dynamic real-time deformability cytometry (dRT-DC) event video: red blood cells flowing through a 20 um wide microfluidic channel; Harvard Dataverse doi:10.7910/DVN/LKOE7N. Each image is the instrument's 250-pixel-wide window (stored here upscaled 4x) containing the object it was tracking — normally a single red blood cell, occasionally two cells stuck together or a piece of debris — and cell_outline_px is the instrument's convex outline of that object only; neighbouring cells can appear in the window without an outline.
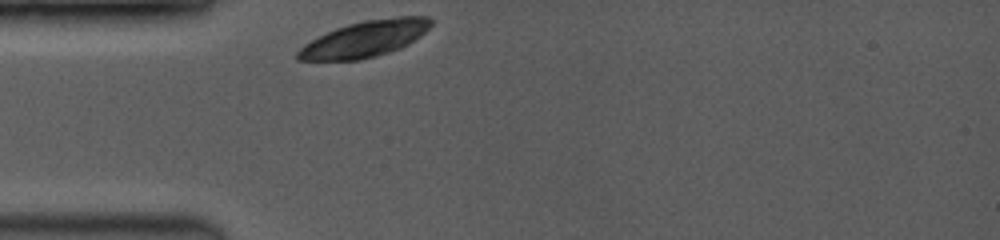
{"species": "common noctule bat (a hibernating species)", "species_latin": "Nyctalus noctula", "temperature_condition": "room temperature", "stored_images_in_passage": 23, "camera_frame_rate_fps": 3500, "um_per_image_px": 0.085, "animal": {"sex": "female", "body_mass_g": 19.0, "forearm_length_mm": 53.3}, "frame": {"image": 1, "passage_image": 1, "time_ms": 0.0, "image_size_px": [1000, 240], "cell_outline_px": [[432, 24], [420, 36], [408, 44], [400, 48], [376, 56], [360, 60], [296, 60], [296, 52], [304, 44], [336, 28], [348, 24], [364, 20], [396, 16], [428, 16], [432, 20]], "centroid_in_image_um": [31.03, 3.3], "position_along_channel_um": 54.0, "area_um2": 27.92}}
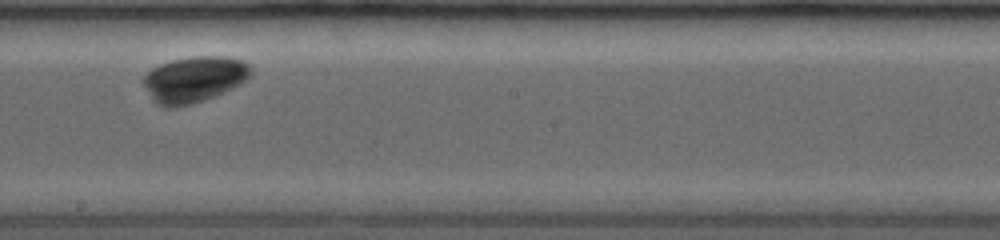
{"frame": {"image": 2, "passage_image": 14, "time_ms": 4.857, "image_size_px": [1000, 240], "cell_outline_px": [[252, 76], [240, 84], [232, 88], [204, 100], [192, 104], [172, 108], [168, 108], [156, 104], [152, 100], [140, 80], [152, 68], [160, 64], [172, 60], [192, 56], [224, 56], [244, 60], [252, 68]], "centroid_in_image_um": [16.49, 6.74], "position_along_channel_um": 231.7, "area_um2": 29.13}}
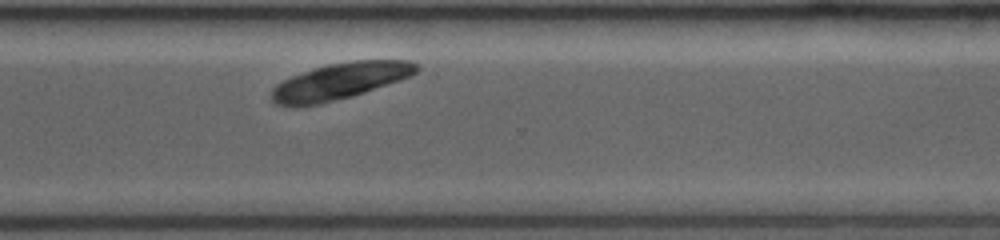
{"frame": {"image": 3, "passage_image": 23, "time_ms": 7.714, "image_size_px": [1000, 240], "cell_outline_px": [[420, 68], [416, 72], [408, 76], [364, 92], [352, 96], [320, 104], [300, 108], [292, 108], [276, 104], [268, 96], [272, 88], [276, 84], [292, 76], [328, 64], [352, 60], [408, 60], [416, 64]], "centroid_in_image_um": [28.79, 6.93], "position_along_channel_um": 341.8, "area_um2": 30.75}}